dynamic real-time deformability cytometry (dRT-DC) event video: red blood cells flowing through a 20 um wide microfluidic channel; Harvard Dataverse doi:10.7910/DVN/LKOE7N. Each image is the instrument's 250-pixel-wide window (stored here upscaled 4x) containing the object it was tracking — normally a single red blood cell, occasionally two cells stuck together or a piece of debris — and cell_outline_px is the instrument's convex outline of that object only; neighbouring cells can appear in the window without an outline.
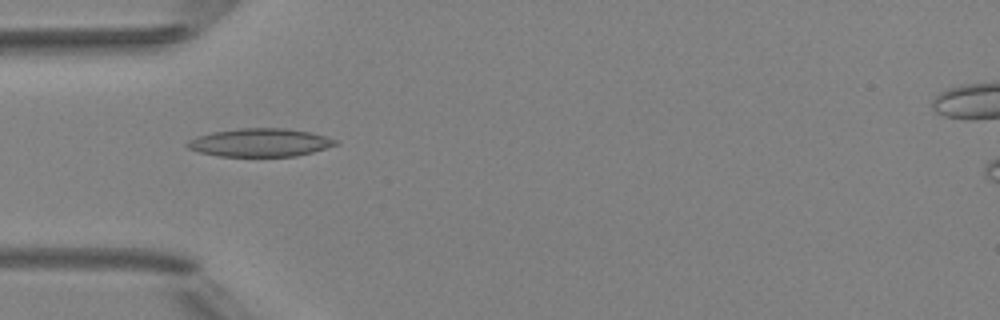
{"species": "Egyptian fruit bat (a non-hibernating species)", "species_latin": "Rousettus aegyptiacus", "temperature_condition": "room temperature", "stored_images_in_passage": 5, "camera_frame_rate_fps": 3000, "um_per_image_px": 0.085, "animal": {"sex": "female"}, "frame": {"image": 1, "passage_image": 5, "time_ms": 4.667, "image_size_px": [1000, 320], "cell_outline_px": [[340, 144], [312, 152], [296, 156], [220, 156], [200, 152], [188, 148], [184, 144], [188, 140], [212, 132], [236, 128], [288, 128], [312, 132], [340, 140]], "centroid_in_image_um": [22.16, 12.11], "position_along_channel_um": 62.8, "area_um2": 24.51}}